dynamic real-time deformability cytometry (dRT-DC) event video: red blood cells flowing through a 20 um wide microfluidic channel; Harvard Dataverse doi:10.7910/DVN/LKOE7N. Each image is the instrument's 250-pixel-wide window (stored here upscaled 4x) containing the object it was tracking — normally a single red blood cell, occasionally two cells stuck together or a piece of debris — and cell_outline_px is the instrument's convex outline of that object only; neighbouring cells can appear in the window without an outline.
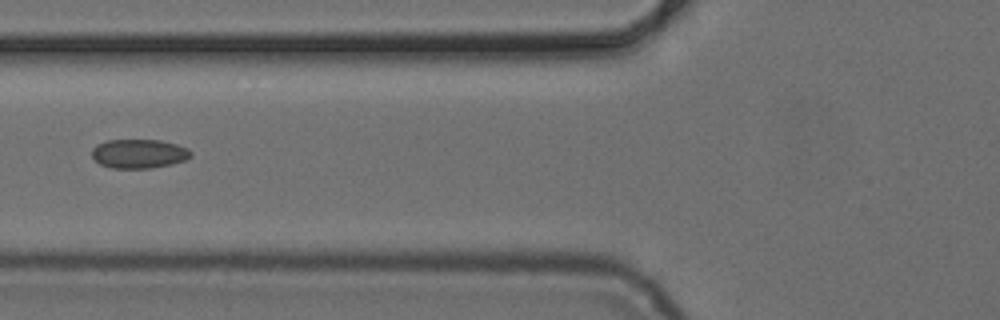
{"species": "common noctule bat (a hibernating species)", "species_latin": "Nyctalus noctula", "temperature_condition": "cold", "stored_images_in_passage": 5, "camera_frame_rate_fps": 3000, "um_per_image_px": 0.085, "animal": {"sex": "female", "body_mass_g": 24.6, "forearm_length_mm": 56.2}, "frame": {"image": 1, "passage_image": 5, "time_ms": 6.0, "image_size_px": [1000, 320], "cell_outline_px": [[192, 156], [184, 160], [172, 164], [148, 168], [112, 168], [100, 164], [92, 156], [92, 148], [96, 144], [108, 140], [160, 140], [176, 144], [188, 148], [192, 152]], "centroid_in_image_um": [11.81, 13.06], "position_along_channel_um": 114.0, "area_um2": 16.76}}